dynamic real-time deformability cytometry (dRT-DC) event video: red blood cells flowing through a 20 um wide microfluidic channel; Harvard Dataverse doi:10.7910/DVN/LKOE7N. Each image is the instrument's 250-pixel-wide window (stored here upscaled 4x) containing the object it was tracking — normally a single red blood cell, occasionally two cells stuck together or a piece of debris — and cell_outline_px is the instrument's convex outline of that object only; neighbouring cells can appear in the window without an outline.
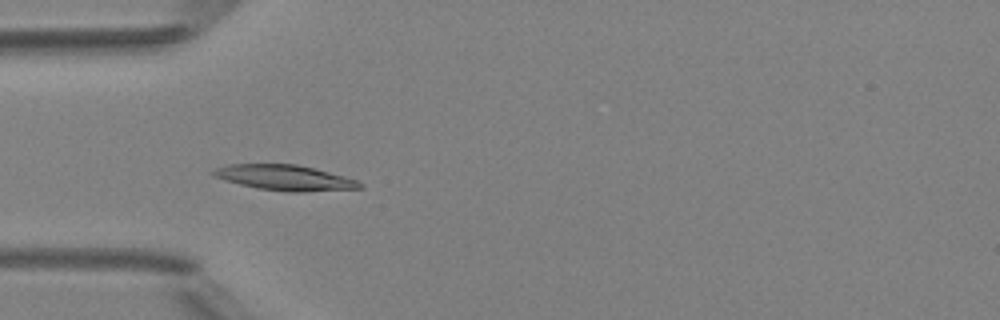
{"species": "Egyptian fruit bat (a non-hibernating species)", "species_latin": "Rousettus aegyptiacus", "temperature_condition": "room temperature", "stored_images_in_passage": 48, "camera_frame_rate_fps": 3000, "um_per_image_px": 0.085, "animal": {"sex": "female"}, "frame": {"image": 1, "passage_image": 14, "time_ms": 4.333, "image_size_px": [1000, 320], "cell_outline_px": [[364, 188], [304, 192], [288, 192], [256, 188], [224, 180], [212, 176], [208, 172], [216, 168], [228, 164], [296, 164], [328, 172], [356, 180], [364, 184]], "centroid_in_image_um": [24.16, 15.11], "position_along_channel_um": 60.8, "area_um2": 21.73}}
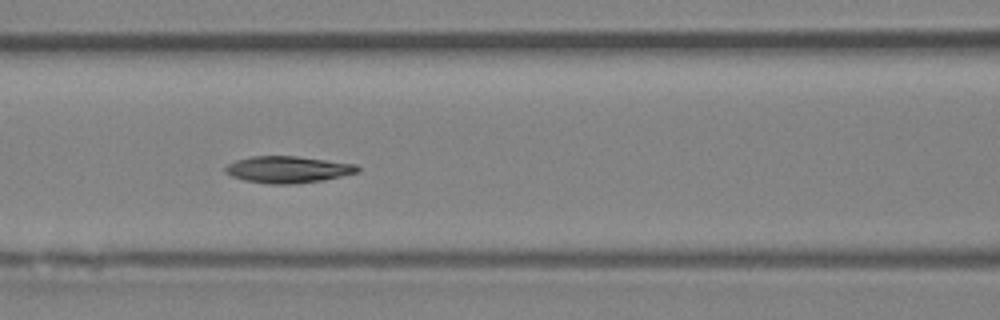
{"frame": {"image": 2, "passage_image": 20, "time_ms": 6.333, "image_size_px": [1000, 320], "cell_outline_px": [[360, 168], [356, 172], [324, 180], [292, 184], [268, 184], [244, 180], [232, 176], [224, 172], [224, 168], [228, 164], [236, 160], [252, 156], [296, 156], [356, 164]], "centroid_in_image_um": [24.43, 14.41], "position_along_channel_um": 142.2, "area_um2": 20.46}}
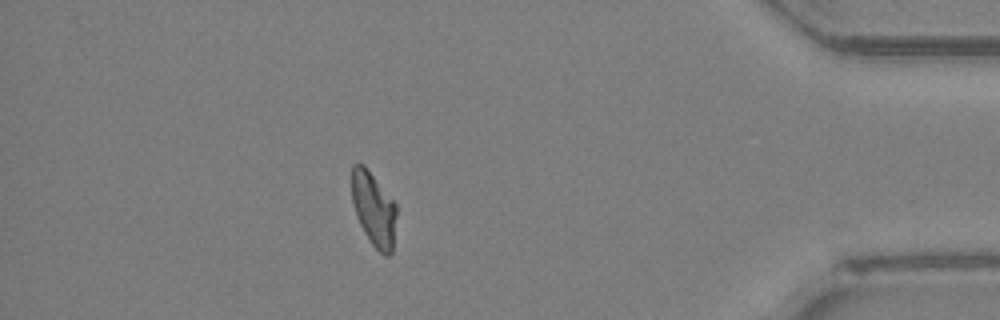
{"frame": {"image": 3, "passage_image": 42, "time_ms": 13.667, "image_size_px": [1000, 320], "cell_outline_px": [[396, 216], [392, 252], [388, 256], [384, 256], [372, 244], [364, 232], [356, 216], [352, 200], [352, 164], [364, 164], [396, 204]], "centroid_in_image_um": [31.76, 17.77], "position_along_channel_um": 403.4, "area_um2": 19.13}, "authors_computed_cell_mechanics": {"area_um2": 20.23, "velocity_mm_per_s": 4.1813, "shape_relaxation_time_tau1_ms": 3.6726, "shape_relaxation_time_tau2_ms": 6.0514, "deformation_change_tau1": 0.1574, "deformation_change_tau2": 0.0728}}